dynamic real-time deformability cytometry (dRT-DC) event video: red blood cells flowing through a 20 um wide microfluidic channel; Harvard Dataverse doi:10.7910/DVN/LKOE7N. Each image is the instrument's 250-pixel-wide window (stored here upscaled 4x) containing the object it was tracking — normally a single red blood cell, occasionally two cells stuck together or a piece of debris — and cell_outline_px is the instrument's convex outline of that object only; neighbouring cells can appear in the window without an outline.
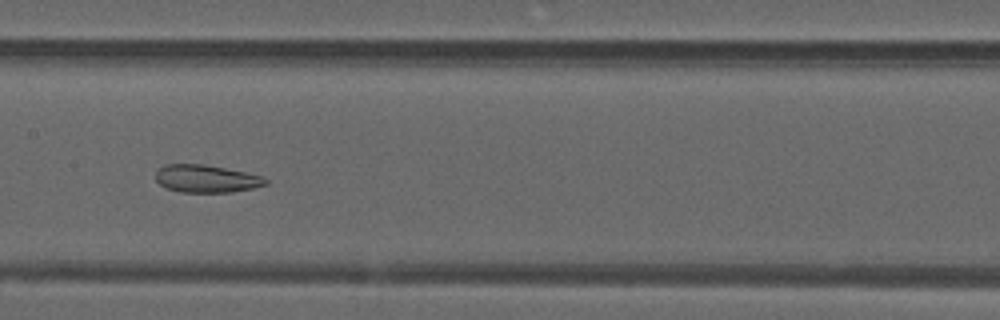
{"species": "common noctule bat (a hibernating species)", "species_latin": "Nyctalus noctula", "temperature_condition": "warm", "stored_images_in_passage": 51, "camera_frame_rate_fps": 3000, "um_per_image_px": 0.085, "animal": {"sex": "male", "forearm_length_mm": 52.5}, "frame": {"image": 1, "passage_image": 26, "time_ms": 8.333, "image_size_px": [1000, 320], "cell_outline_px": [[268, 184], [252, 188], [232, 192], [180, 192], [164, 188], [156, 180], [156, 172], [164, 164], [204, 164], [264, 176], [268, 180]], "centroid_in_image_um": [17.53, 15.19], "position_along_channel_um": 189.9, "area_um2": 17.74}}
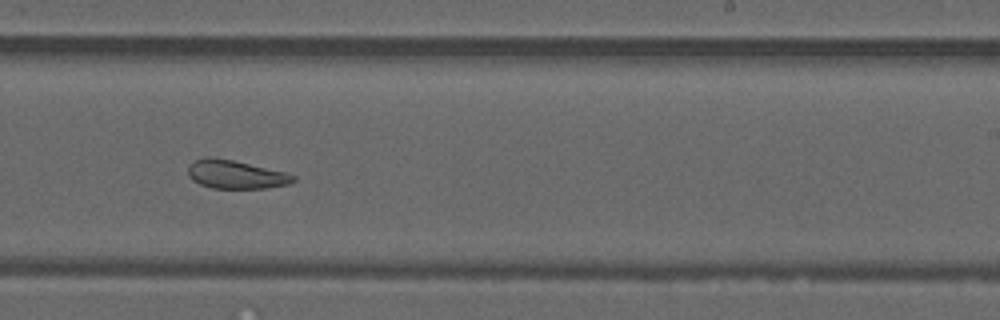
{"frame": {"image": 2, "passage_image": 32, "time_ms": 10.333, "image_size_px": [1000, 320], "cell_outline_px": [[296, 180], [288, 184], [264, 188], [212, 188], [200, 184], [192, 180], [188, 176], [188, 168], [196, 160], [204, 156], [212, 156], [232, 160], [284, 172], [296, 176]], "centroid_in_image_um": [20.01, 14.82], "position_along_channel_um": 269.0, "area_um2": 17.28}}
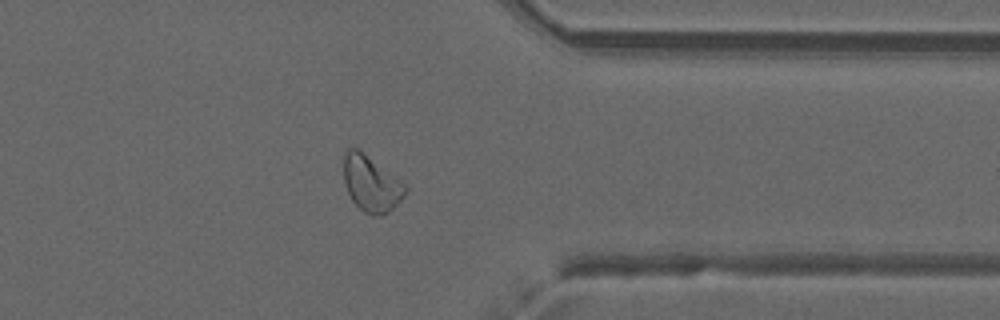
{"frame": {"image": 3, "passage_image": 41, "time_ms": 13.333, "image_size_px": [1000, 320], "cell_outline_px": [[408, 188], [404, 196], [388, 212], [380, 216], [372, 216], [364, 212], [352, 200], [344, 184], [344, 152], [348, 148], [356, 148], [404, 184]], "centroid_in_image_um": [31.52, 15.65], "position_along_channel_um": 379.9, "area_um2": 19.48}, "authors_computed_cell_mechanics": {"area_um2": 22.831, "velocity_mm_per_s": 3.9755, "shape_relaxation_time_tau1_ms": null, "shape_relaxation_time_tau2_ms": 2.7042, "deformation_change_tau1": null, "deformation_change_tau2": 0.0914}}